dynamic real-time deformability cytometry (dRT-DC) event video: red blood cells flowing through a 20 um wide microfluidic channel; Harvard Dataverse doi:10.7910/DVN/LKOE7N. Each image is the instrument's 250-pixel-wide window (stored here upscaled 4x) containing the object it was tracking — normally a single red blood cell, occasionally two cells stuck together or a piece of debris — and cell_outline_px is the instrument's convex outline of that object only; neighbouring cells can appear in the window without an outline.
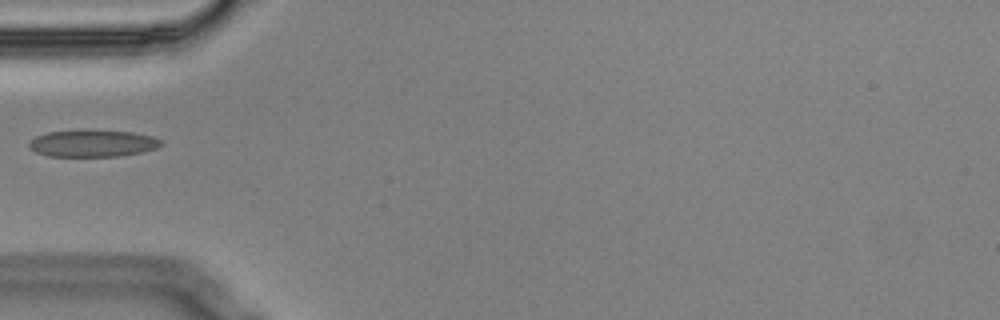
{"species": "Egyptian fruit bat (a non-hibernating species)", "species_latin": "Rousettus aegyptiacus", "temperature_condition": "cold", "stored_images_in_passage": 1, "camera_frame_rate_fps": 3000, "um_per_image_px": 0.085, "animal": {"sex": "male"}, "frame": {"image": 1, "passage_image": 1, "time_ms": 0.0, "image_size_px": [1000, 320], "cell_outline_px": [[164, 144], [156, 148], [144, 152], [120, 156], [48, 156], [36, 152], [28, 144], [36, 136], [48, 132], [80, 128], [84, 128], [132, 132], [152, 136], [160, 140]], "centroid_in_image_um": [7.9, 12.16], "position_along_channel_um": 77.1, "area_um2": 21.21}}